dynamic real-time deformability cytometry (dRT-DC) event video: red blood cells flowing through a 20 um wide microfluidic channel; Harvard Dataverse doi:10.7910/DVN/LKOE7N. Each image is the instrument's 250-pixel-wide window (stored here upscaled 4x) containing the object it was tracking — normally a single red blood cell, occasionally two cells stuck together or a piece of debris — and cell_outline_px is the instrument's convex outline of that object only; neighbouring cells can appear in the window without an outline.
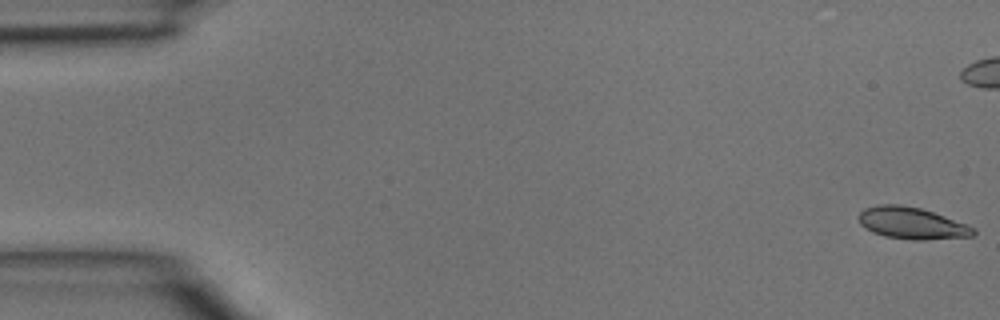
{"species": "common noctule bat (a hibernating species)", "species_latin": "Nyctalus noctula", "temperature_condition": "room temperature", "stored_images_in_passage": 5, "camera_frame_rate_fps": 3000, "um_per_image_px": 0.085, "animal": {"sex": "male", "body_mass_g": 15.6}, "frame": {"image": 1, "passage_image": 1, "time_ms": 0.0, "image_size_px": [1000, 320], "cell_outline_px": [[976, 232], [972, 236], [924, 240], [912, 240], [884, 236], [872, 232], [864, 228], [860, 224], [860, 212], [864, 208], [880, 204], [900, 204], [920, 208], [968, 224], [976, 228]], "centroid_in_image_um": [77.51, 18.97], "position_along_channel_um": 7.5, "area_um2": 21.27}}
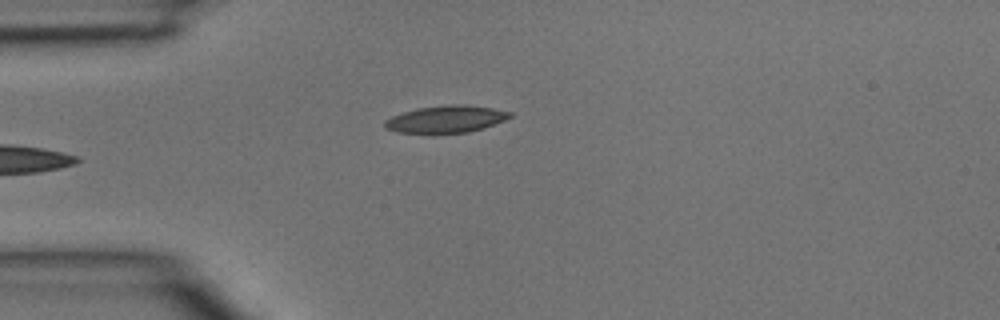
{"frame": {"image": 2, "passage_image": 5, "time_ms": 1.333, "image_size_px": [1000, 320], "cell_outline_px": [[512, 116], [504, 120], [484, 128], [468, 132], [396, 132], [384, 128], [384, 120], [392, 116], [416, 108], [452, 104], [464, 104], [492, 108], [512, 112]], "centroid_in_image_um": [37.91, 10.11], "position_along_channel_um": 47.1, "area_um2": 19.54}}